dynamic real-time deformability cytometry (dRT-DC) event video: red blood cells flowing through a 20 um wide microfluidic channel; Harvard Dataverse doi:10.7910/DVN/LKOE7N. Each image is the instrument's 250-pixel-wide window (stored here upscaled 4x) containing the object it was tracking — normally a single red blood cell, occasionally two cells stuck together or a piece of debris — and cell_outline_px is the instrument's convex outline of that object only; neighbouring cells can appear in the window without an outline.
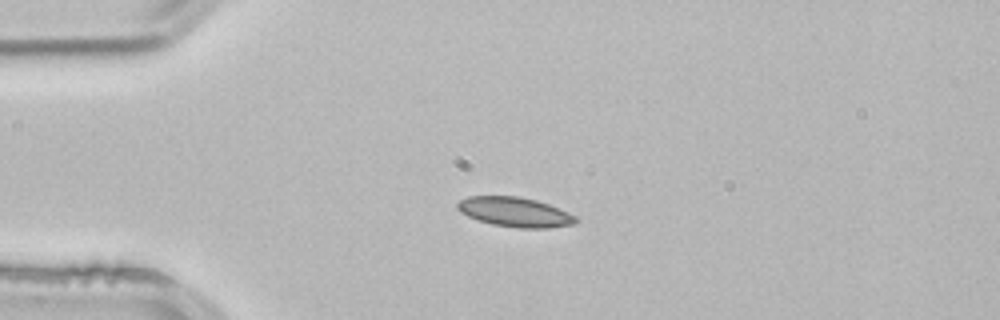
{"species": "common noctule bat (a hibernating species)", "species_latin": "Nyctalus noctula", "temperature_condition": "room temperature", "stored_images_in_passage": 2, "camera_frame_rate_fps": 3000, "um_per_image_px": 0.085, "animal": {"sex": "male", "body_mass_g": 21.5, "forearm_length_mm": 52.0}, "frame": {"image": 1, "passage_image": 2, "time_ms": 0.333, "image_size_px": [1000, 320], "cell_outline_px": [[580, 220], [576, 224], [548, 228], [520, 228], [492, 224], [476, 220], [460, 212], [456, 208], [456, 204], [460, 200], [468, 196], [520, 196], [536, 200], [548, 204], [568, 212], [576, 216]], "centroid_in_image_um": [43.77, 18.02], "position_along_channel_um": 41.2, "area_um2": 20.63}}